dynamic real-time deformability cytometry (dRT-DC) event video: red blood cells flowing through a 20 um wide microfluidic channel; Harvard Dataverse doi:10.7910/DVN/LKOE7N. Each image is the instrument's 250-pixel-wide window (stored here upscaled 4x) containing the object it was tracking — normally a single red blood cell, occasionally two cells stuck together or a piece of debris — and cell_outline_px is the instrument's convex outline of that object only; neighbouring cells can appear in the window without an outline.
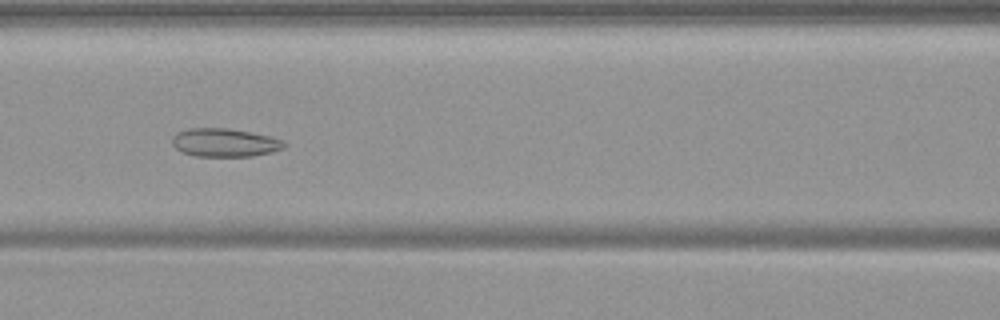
{"species": "common noctule bat (a hibernating species)", "species_latin": "Nyctalus noctula", "temperature_condition": "warm", "stored_images_in_passage": 55, "camera_frame_rate_fps": 3000, "um_per_image_px": 0.085, "animal": {"sex": "female", "body_mass_g": 19.9}, "frame": {"image": 1, "passage_image": 25, "time_ms": 8.0, "image_size_px": [1000, 320], "cell_outline_px": [[288, 144], [284, 148], [272, 152], [252, 156], [196, 156], [180, 152], [172, 144], [172, 136], [176, 132], [188, 128], [228, 128], [272, 136], [284, 140]], "centroid_in_image_um": [19.11, 12.11], "position_along_channel_um": 147.5, "area_um2": 18.79}}
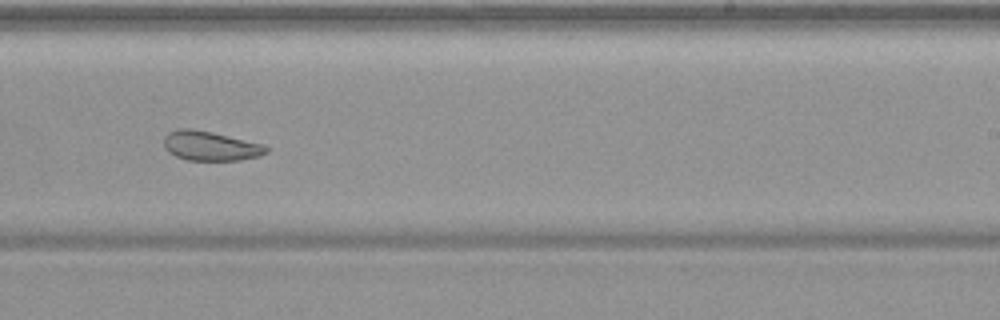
{"frame": {"image": 2, "passage_image": 35, "time_ms": 11.333, "image_size_px": [1000, 320], "cell_outline_px": [[268, 152], [260, 156], [240, 160], [188, 160], [176, 156], [168, 152], [164, 148], [164, 136], [168, 132], [180, 128], [192, 128], [212, 132], [264, 144], [268, 148]], "centroid_in_image_um": [17.88, 12.4], "position_along_channel_um": 271.1, "area_um2": 17.69}}
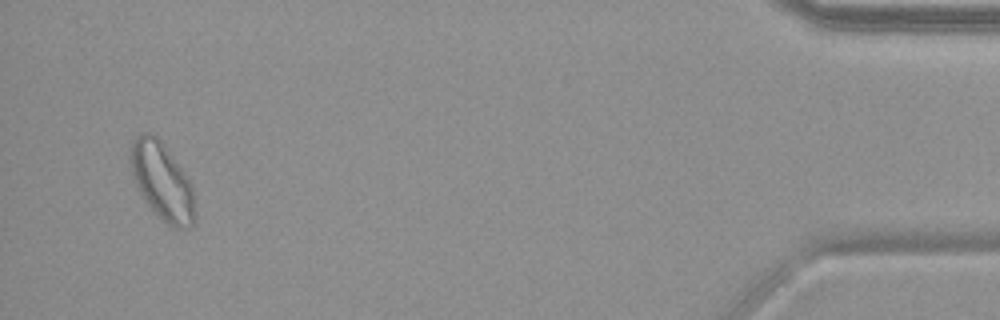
{"frame": {"image": 3, "passage_image": 53, "time_ms": 17.333, "image_size_px": [1000, 320], "cell_outline_px": [[196, 220], [188, 228], [176, 228], [168, 224], [148, 204], [132, 180], [128, 160], [128, 156], [132, 140], [140, 132], [152, 132], [164, 144], [184, 172], [192, 184], [196, 212]], "centroid_in_image_um": [13.75, 15.36], "position_along_channel_um": 421.4, "area_um2": 29.42}, "authors_computed_cell_mechanics": {"area_um2": 24.854, "velocity_mm_per_s": 3.728, "shape_relaxation_time_tau1_ms": null, "shape_relaxation_time_tau2_ms": 2.1385, "deformation_change_tau1": null, "deformation_change_tau2": 0.0902}}